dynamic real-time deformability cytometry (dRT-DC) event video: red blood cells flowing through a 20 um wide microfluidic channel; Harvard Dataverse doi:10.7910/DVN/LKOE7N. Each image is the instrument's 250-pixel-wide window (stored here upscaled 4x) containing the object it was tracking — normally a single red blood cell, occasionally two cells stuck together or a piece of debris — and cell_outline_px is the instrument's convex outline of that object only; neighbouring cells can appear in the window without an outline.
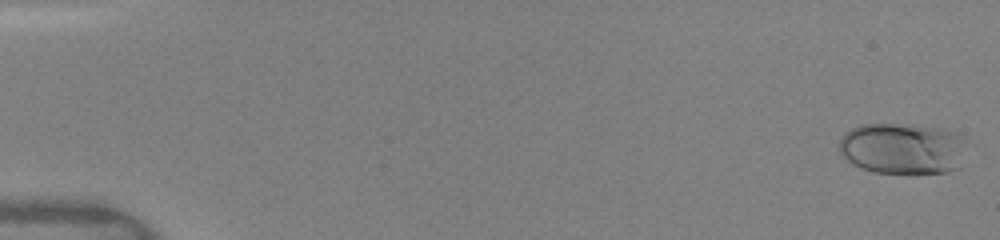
{"species": "human", "species_latin": "Homo sapiens", "temperature_condition": "warm", "stored_images_in_passage": 50, "camera_frame_rate_fps": 3000, "um_per_image_px": 0.085, "donor": {"sex": "female"}, "frame": {"image": 1, "passage_image": 1, "time_ms": 0.0, "image_size_px": [1000, 240], "cell_outline_px": [[968, 140], [960, 168], [948, 172], [908, 176], [872, 172], [852, 164], [840, 152], [840, 140], [844, 132], [860, 124], [892, 124], [936, 128], [956, 132]], "centroid_in_image_um": [76.77, 12.68], "position_along_channel_um": 8.2, "area_um2": 39.13}}
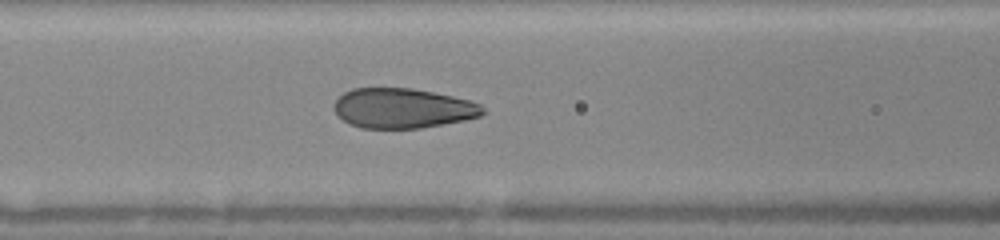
{"frame": {"image": 2, "passage_image": 22, "time_ms": 7.0, "image_size_px": [1000, 240], "cell_outline_px": [[484, 112], [480, 116], [464, 120], [420, 128], [360, 128], [348, 124], [332, 108], [336, 100], [344, 92], [352, 88], [412, 88], [472, 100], [480, 104], [484, 108]], "centroid_in_image_um": [34.22, 9.2], "position_along_channel_um": 132.4, "area_um2": 34.56}}
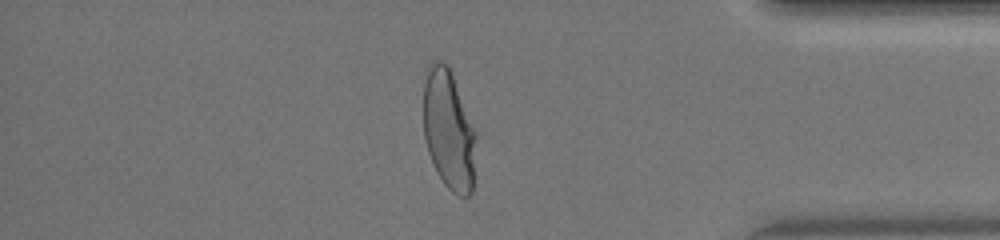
{"frame": {"image": 3, "passage_image": 43, "time_ms": 14.0, "image_size_px": [1000, 240], "cell_outline_px": [[476, 136], [472, 192], [468, 196], [460, 196], [452, 192], [444, 184], [428, 152], [424, 136], [424, 84], [428, 64], [432, 60], [440, 60], [448, 64], [452, 72], [476, 132]], "centroid_in_image_um": [38.14, 10.99], "position_along_channel_um": 397.1, "area_um2": 36.7}}